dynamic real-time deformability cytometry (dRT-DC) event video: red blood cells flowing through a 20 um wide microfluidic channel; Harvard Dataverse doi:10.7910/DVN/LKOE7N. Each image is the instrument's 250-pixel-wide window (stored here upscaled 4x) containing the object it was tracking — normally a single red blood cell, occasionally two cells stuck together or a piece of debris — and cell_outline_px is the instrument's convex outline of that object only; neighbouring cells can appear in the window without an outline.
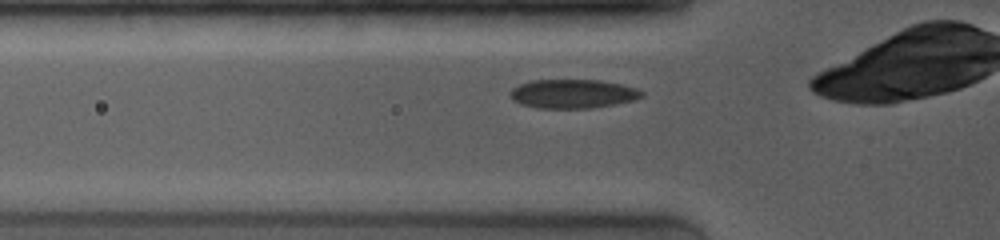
{"species": "common noctule bat (a hibernating species)", "species_latin": "Nyctalus noctula", "temperature_condition": "room temperature", "stored_images_in_passage": 50, "camera_frame_rate_fps": 4000, "um_per_image_px": 0.085, "animal": {"sex": "female", "body_mass_g": 19.0, "forearm_length_mm": 53.3}, "frame": {"image": 1, "passage_image": 2, "time_ms": 0.25, "image_size_px": [1000, 240], "cell_outline_px": [[644, 96], [636, 100], [592, 108], [536, 108], [520, 104], [512, 100], [508, 96], [512, 88], [520, 84], [532, 80], [600, 80], [620, 84], [636, 88], [644, 92]], "centroid_in_image_um": [48.68, 7.98], "position_along_channel_um": 77.1, "area_um2": 22.37}}
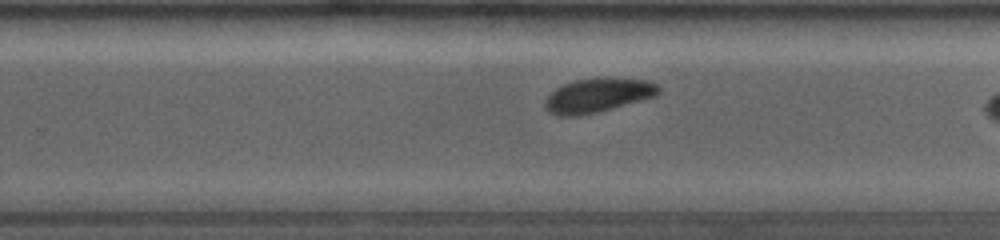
{"frame": {"image": 2, "passage_image": 26, "time_ms": 5.25, "image_size_px": [1000, 240], "cell_outline_px": [[660, 92], [656, 96], [596, 112], [580, 116], [556, 116], [548, 112], [544, 108], [544, 104], [548, 96], [556, 88], [564, 84], [576, 80], [612, 76], [648, 80], [656, 84], [660, 88]], "centroid_in_image_um": [50.82, 8.09], "position_along_channel_um": 279.0, "area_um2": 22.77}}
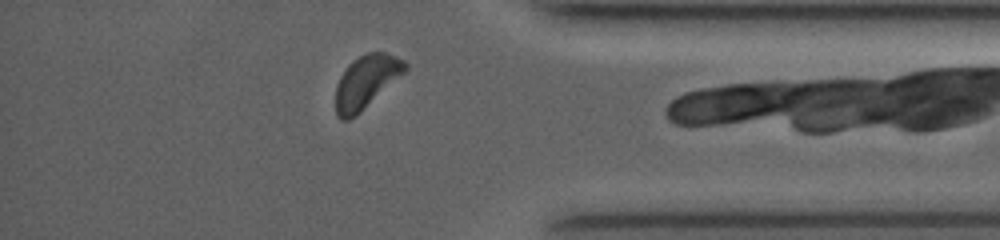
{"frame": {"image": 3, "passage_image": 44, "time_ms": 8.5, "image_size_px": [1000, 240], "cell_outline_px": [[408, 68], [404, 72], [360, 112], [348, 120], [340, 120], [336, 116], [336, 84], [340, 76], [348, 64], [352, 60], [364, 52], [384, 52], [404, 60], [408, 64]], "centroid_in_image_um": [31.09, 6.93], "position_along_channel_um": 404.1, "area_um2": 21.27}}